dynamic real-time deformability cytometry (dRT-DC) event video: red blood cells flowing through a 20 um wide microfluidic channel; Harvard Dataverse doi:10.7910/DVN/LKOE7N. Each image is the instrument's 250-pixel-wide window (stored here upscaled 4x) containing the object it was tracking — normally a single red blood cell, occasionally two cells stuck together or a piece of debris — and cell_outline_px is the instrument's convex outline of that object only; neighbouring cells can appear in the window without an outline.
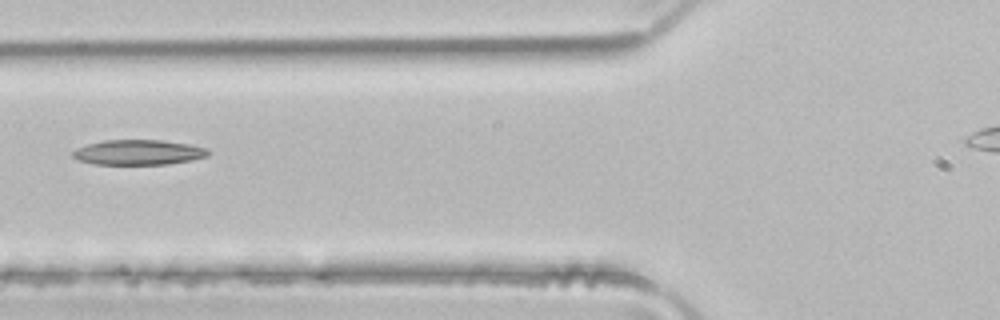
{"species": "common noctule bat (a hibernating species)", "species_latin": "Nyctalus noctula", "temperature_condition": "room temperature", "stored_images_in_passage": 3, "camera_frame_rate_fps": 3000, "um_per_image_px": 0.085, "animal": {"sex": "male", "body_mass_g": 21.5, "forearm_length_mm": 52.0}, "frame": {"image": 1, "passage_image": 2, "time_ms": 0.333, "image_size_px": [1000, 320], "cell_outline_px": [[208, 156], [192, 160], [168, 164], [96, 164], [80, 160], [72, 156], [72, 152], [76, 148], [88, 144], [104, 140], [164, 140], [188, 144], [208, 148]], "centroid_in_image_um": [11.78, 12.94], "position_along_channel_um": 114.0, "area_um2": 19.71}}